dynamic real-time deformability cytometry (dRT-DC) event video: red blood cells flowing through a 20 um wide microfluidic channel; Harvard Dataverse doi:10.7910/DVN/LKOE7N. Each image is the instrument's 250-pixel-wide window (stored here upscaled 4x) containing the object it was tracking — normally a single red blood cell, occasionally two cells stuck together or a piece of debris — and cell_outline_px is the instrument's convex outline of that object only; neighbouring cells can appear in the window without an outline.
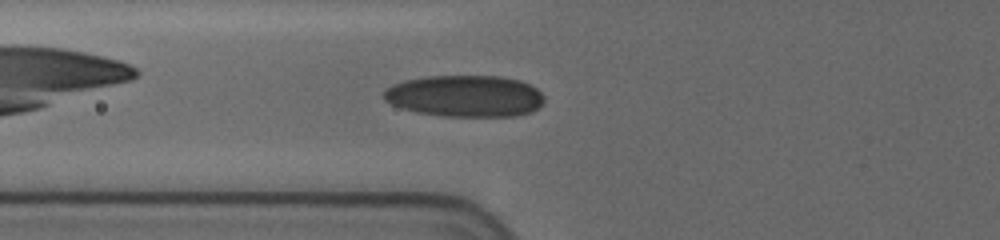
{"species": "human", "species_latin": "Homo sapiens", "temperature_condition": "cold", "stored_images_in_passage": 39, "camera_frame_rate_fps": 3000, "um_per_image_px": 0.085, "donor": {"sex": "female"}, "frame": {"image": 1, "passage_image": 6, "time_ms": 1.667, "image_size_px": [1000, 240], "cell_outline_px": [[544, 104], [540, 108], [532, 112], [516, 116], [440, 116], [416, 112], [392, 104], [384, 100], [380, 96], [392, 84], [404, 80], [428, 76], [500, 76], [520, 80], [536, 88], [544, 96]], "centroid_in_image_um": [39.55, 8.17], "position_along_channel_um": 86.3, "area_um2": 39.25}}
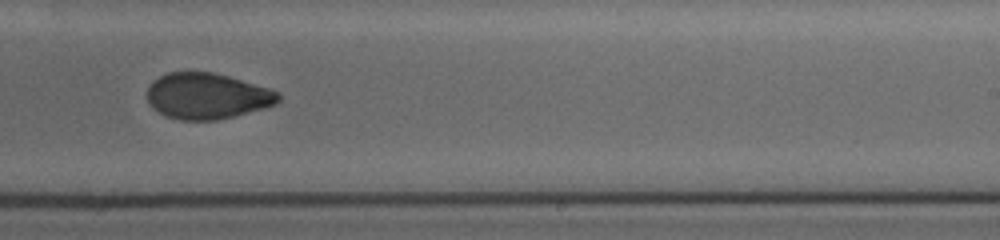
{"frame": {"image": 2, "passage_image": 21, "time_ms": 6.667, "image_size_px": [1000, 240], "cell_outline_px": [[280, 100], [276, 104], [264, 108], [216, 120], [180, 120], [164, 116], [152, 108], [148, 104], [148, 88], [152, 80], [168, 72], [212, 72], [228, 76], [272, 88], [280, 92]], "centroid_in_image_um": [17.61, 8.16], "position_along_channel_um": 271.4, "area_um2": 35.37}}
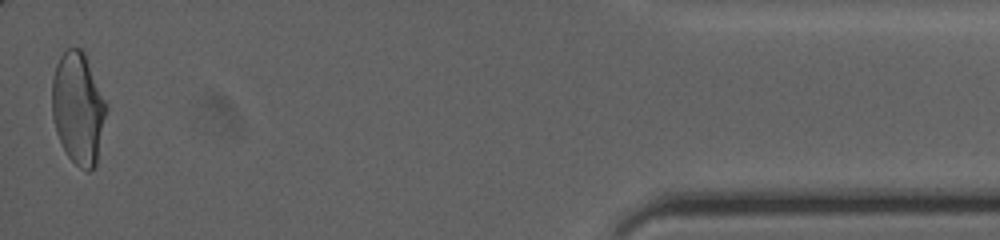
{"frame": {"image": 3, "passage_image": 39, "time_ms": 12.667, "image_size_px": [1000, 240], "cell_outline_px": [[108, 108], [96, 164], [88, 172], [80, 168], [68, 156], [56, 132], [52, 116], [52, 80], [56, 64], [60, 56], [68, 48], [80, 48], [84, 52], [108, 104]], "centroid_in_image_um": [6.66, 9.19], "position_along_channel_um": 428.5, "area_um2": 35.49}, "authors_computed_cell_mechanics": {"area_um2": 36.125, "velocity_mm_per_s": 3.6944, "shape_relaxation_time_tau1_ms": null, "shape_relaxation_time_tau2_ms": 1.8952, "deformation_change_tau1": null, "deformation_change_tau2": 0.0606}}